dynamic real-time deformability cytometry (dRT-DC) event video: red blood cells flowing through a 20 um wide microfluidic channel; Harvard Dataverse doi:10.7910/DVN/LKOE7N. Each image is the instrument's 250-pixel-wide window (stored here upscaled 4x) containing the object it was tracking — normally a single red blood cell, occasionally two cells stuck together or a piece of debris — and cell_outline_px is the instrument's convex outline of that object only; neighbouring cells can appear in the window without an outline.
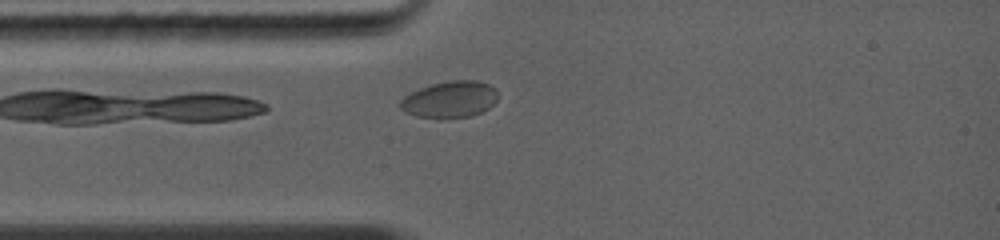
{"species": "common noctule bat (a hibernating species)", "species_latin": "Nyctalus noctula", "temperature_condition": "warm", "stored_images_in_passage": 7, "camera_frame_rate_fps": 5000, "um_per_image_px": 0.085, "animal": {"sex": "female", "body_mass_g": 19.0, "forearm_length_mm": 56.7}, "frame": {"image": 1, "passage_image": 2, "time_ms": 0.4, "image_size_px": [1000, 240], "cell_outline_px": [[496, 100], [488, 108], [472, 116], [440, 120], [416, 116], [400, 108], [396, 104], [404, 96], [420, 88], [432, 84], [452, 80], [476, 80], [488, 84], [496, 88]], "centroid_in_image_um": [38.2, 8.47], "position_along_channel_um": 46.8, "area_um2": 21.04}}
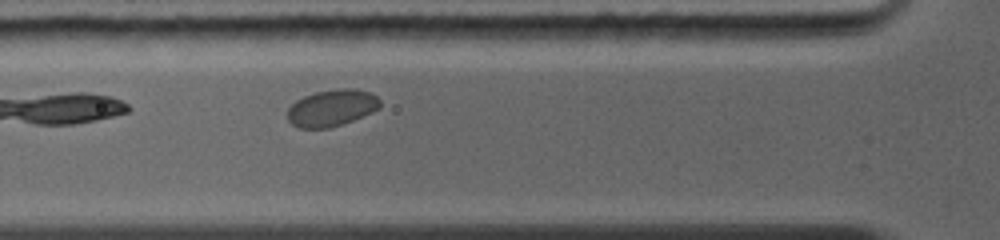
{"frame": {"image": 2, "passage_image": 5, "time_ms": 1.6, "image_size_px": [1000, 240], "cell_outline_px": [[380, 108], [372, 112], [352, 120], [328, 128], [300, 128], [292, 124], [288, 120], [288, 108], [296, 100], [304, 96], [316, 92], [340, 88], [356, 88], [368, 92], [376, 96], [380, 100]], "centroid_in_image_um": [28.19, 9.16], "position_along_channel_um": 97.6, "area_um2": 19.65}}
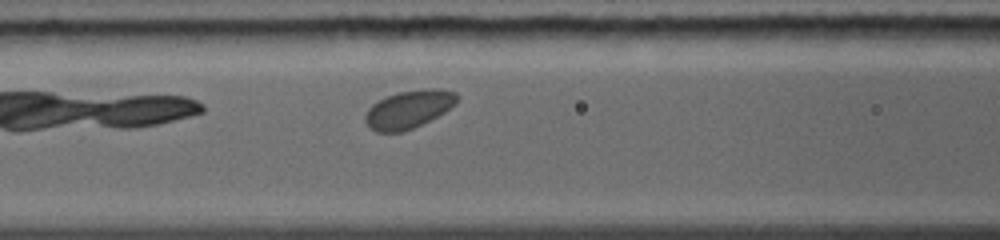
{"frame": {"image": 3, "passage_image": 7, "time_ms": 2.4, "image_size_px": [1000, 240], "cell_outline_px": [[456, 104], [444, 112], [412, 128], [400, 132], [376, 132], [368, 128], [364, 120], [364, 116], [368, 108], [372, 104], [388, 96], [400, 92], [424, 88], [440, 88], [456, 92]], "centroid_in_image_um": [34.71, 9.29], "position_along_channel_um": 131.9, "area_um2": 20.17}}